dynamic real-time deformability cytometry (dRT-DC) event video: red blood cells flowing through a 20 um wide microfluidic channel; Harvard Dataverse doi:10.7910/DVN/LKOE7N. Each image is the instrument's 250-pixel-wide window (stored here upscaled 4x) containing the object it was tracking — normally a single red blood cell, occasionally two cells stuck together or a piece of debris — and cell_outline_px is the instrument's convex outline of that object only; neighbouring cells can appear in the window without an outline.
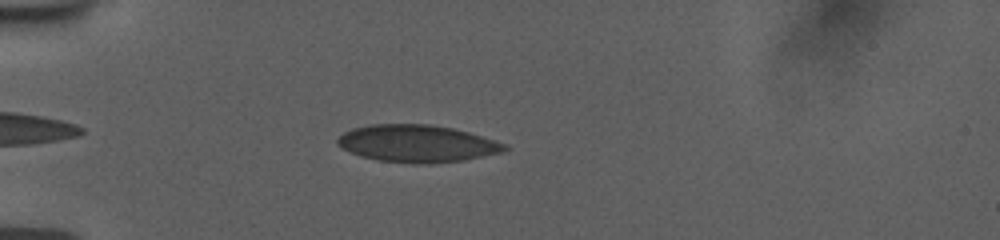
{"species": "human", "species_latin": "Homo sapiens", "temperature_condition": "room temperature", "stored_images_in_passage": 45, "camera_frame_rate_fps": 3000, "um_per_image_px": 0.085, "donor": {"sex": "female"}, "frame": {"image": 1, "passage_image": 6, "time_ms": 1.667, "image_size_px": [1000, 240], "cell_outline_px": [[508, 148], [504, 152], [464, 160], [428, 164], [412, 164], [380, 160], [360, 156], [336, 144], [336, 140], [344, 132], [352, 128], [372, 124], [428, 124], [452, 128], [468, 132], [496, 140], [508, 144]], "centroid_in_image_um": [35.49, 12.2], "position_along_channel_um": 49.5, "area_um2": 36.36}}
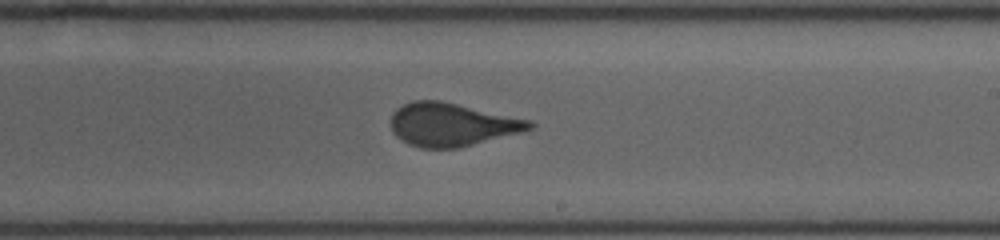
{"frame": {"image": 2, "passage_image": 24, "time_ms": 7.667, "image_size_px": [1000, 240], "cell_outline_px": [[536, 124], [532, 128], [520, 132], [456, 148], [420, 148], [408, 144], [396, 136], [392, 128], [392, 112], [396, 108], [412, 100], [440, 100], [532, 120]], "centroid_in_image_um": [38.39, 10.57], "position_along_channel_um": 250.6, "area_um2": 34.68}}
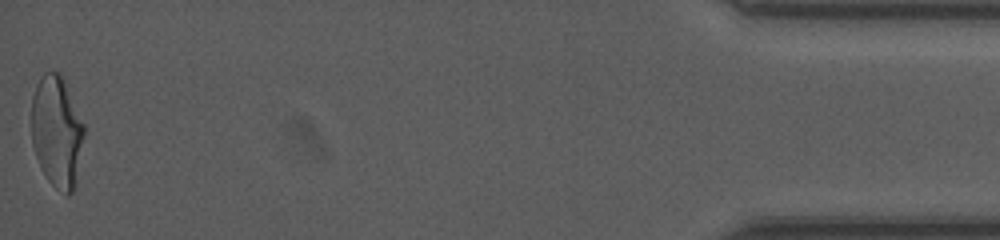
{"frame": {"image": 3, "passage_image": 45, "time_ms": 14.667, "image_size_px": [1000, 240], "cell_outline_px": [[84, 136], [76, 184], [72, 192], [68, 196], [56, 188], [48, 180], [40, 168], [32, 144], [32, 96], [36, 84], [40, 76], [44, 72], [60, 72], [84, 124]], "centroid_in_image_um": [4.83, 11.2], "position_along_channel_um": 430.4, "area_um2": 34.28}, "authors_computed_cell_mechanics": {"area_um2": 35.0846, "velocity_mm_per_s": 3.7594, "shape_relaxation_time_tau1_ms": 10.523, "shape_relaxation_time_tau2_ms": null, "deformation_change_tau1": 0.2187, "deformation_change_tau2": null}}